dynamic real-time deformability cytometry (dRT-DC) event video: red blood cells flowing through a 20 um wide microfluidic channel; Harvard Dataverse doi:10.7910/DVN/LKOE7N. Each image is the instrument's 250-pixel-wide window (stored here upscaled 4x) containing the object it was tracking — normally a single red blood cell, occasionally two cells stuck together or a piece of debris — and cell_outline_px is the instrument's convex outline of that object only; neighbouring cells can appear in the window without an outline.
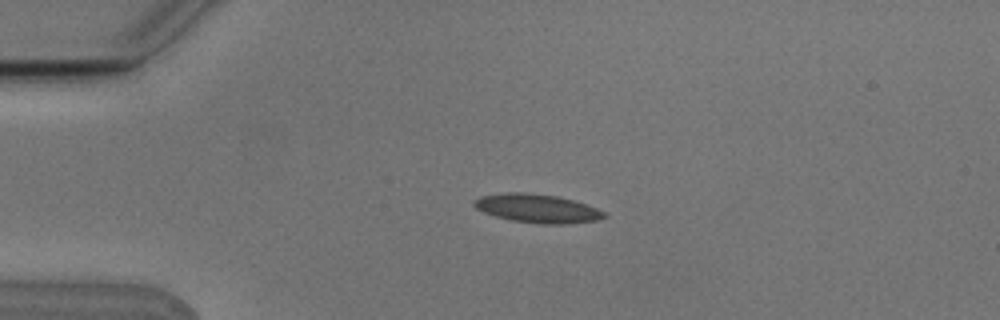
{"species": "Egyptian fruit bat (a non-hibernating species)", "species_latin": "Rousettus aegyptiacus", "temperature_condition": "cold", "stored_images_in_passage": 4, "camera_frame_rate_fps": 3000, "um_per_image_px": 0.085, "animal": {"sex": "male"}, "frame": {"image": 1, "passage_image": 3, "time_ms": 0.667, "image_size_px": [1000, 320], "cell_outline_px": [[608, 216], [600, 220], [564, 224], [544, 224], [512, 220], [496, 216], [484, 212], [476, 208], [472, 204], [472, 200], [480, 196], [504, 192], [524, 192], [556, 196], [572, 200], [596, 208], [604, 212]], "centroid_in_image_um": [45.64, 17.71], "position_along_channel_um": 39.4, "area_um2": 21.62}}